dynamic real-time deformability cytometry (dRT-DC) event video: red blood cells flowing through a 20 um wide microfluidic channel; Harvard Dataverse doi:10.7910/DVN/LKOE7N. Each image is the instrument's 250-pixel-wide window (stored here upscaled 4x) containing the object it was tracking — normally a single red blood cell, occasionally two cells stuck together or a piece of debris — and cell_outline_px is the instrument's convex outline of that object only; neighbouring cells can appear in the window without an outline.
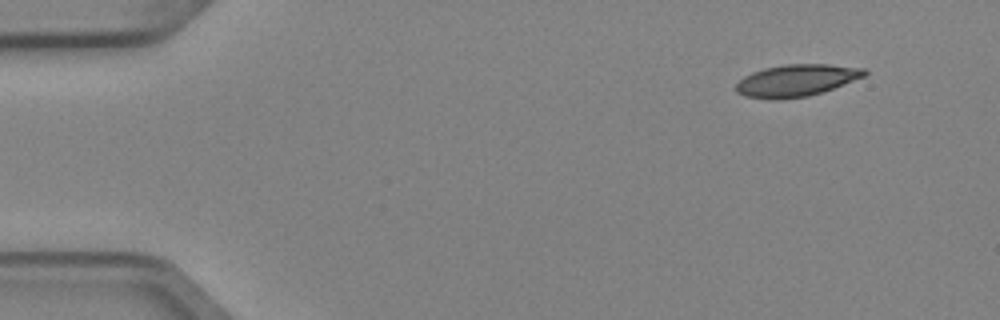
{"species": "Egyptian fruit bat (a non-hibernating species)", "species_latin": "Rousettus aegyptiacus", "temperature_condition": "cold", "stored_images_in_passage": 5, "camera_frame_rate_fps": 3000, "um_per_image_px": 0.085, "animal": {"sex": "female"}, "frame": {"image": 1, "passage_image": 1, "time_ms": 0.0, "image_size_px": [1000, 320], "cell_outline_px": [[868, 72], [864, 76], [832, 88], [808, 96], [776, 100], [744, 96], [736, 92], [736, 84], [744, 76], [752, 72], [764, 68], [784, 64], [828, 64], [864, 68]], "centroid_in_image_um": [67.65, 6.83], "position_along_channel_um": 17.3, "area_um2": 23.76}}
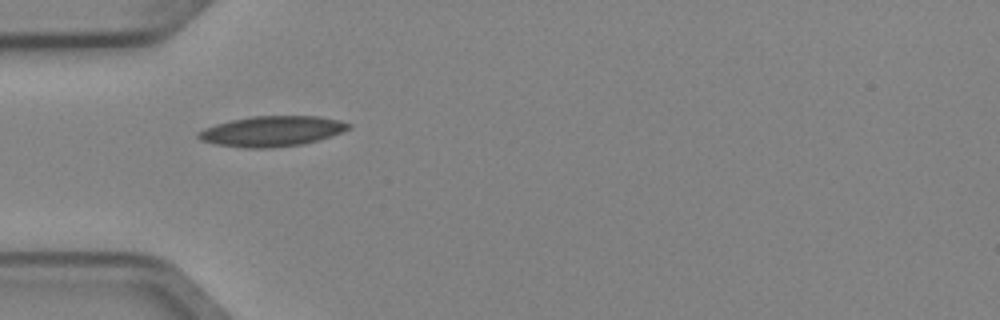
{"frame": {"image": 2, "passage_image": 4, "time_ms": 1.0, "image_size_px": [1000, 320], "cell_outline_px": [[352, 128], [316, 140], [300, 144], [272, 148], [244, 148], [216, 144], [200, 140], [196, 136], [196, 132], [204, 128], [216, 124], [232, 120], [252, 116], [320, 116], [340, 120], [352, 124]], "centroid_in_image_um": [23.08, 11.15], "position_along_channel_um": 61.9, "area_um2": 26.47}}
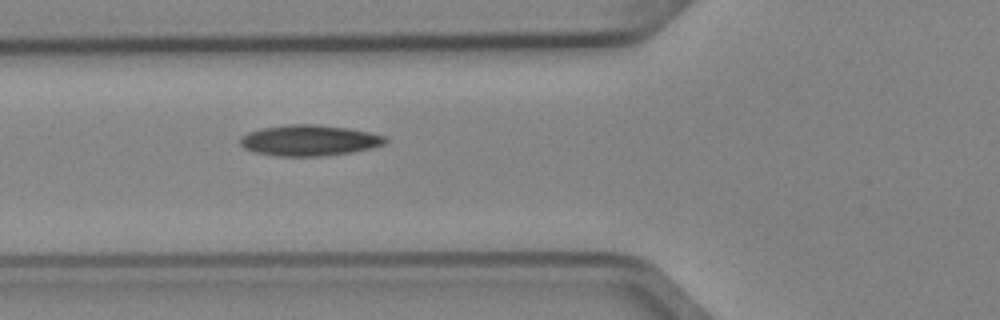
{"frame": {"image": 3, "passage_image": 5, "time_ms": 1.333, "image_size_px": [1000, 320], "cell_outline_px": [[388, 140], [384, 144], [372, 148], [352, 152], [320, 156], [280, 156], [256, 152], [244, 148], [240, 144], [240, 136], [248, 132], [264, 128], [288, 124], [312, 124], [348, 128], [368, 132], [384, 136]], "centroid_in_image_um": [26.28, 11.93], "position_along_channel_um": 99.5, "area_um2": 25.89}}